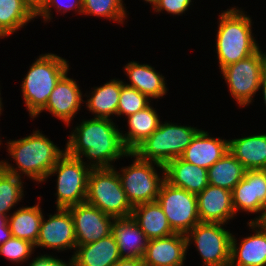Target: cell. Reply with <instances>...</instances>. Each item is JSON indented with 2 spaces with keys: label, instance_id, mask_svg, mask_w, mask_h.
I'll use <instances>...</instances> for the list:
<instances>
[{
  "label": "cell",
  "instance_id": "6da1fadb",
  "mask_svg": "<svg viewBox=\"0 0 266 266\" xmlns=\"http://www.w3.org/2000/svg\"><path fill=\"white\" fill-rule=\"evenodd\" d=\"M114 121L94 117L81 120L69 132L66 152L91 168H111L115 161L128 158L130 151L124 145L121 128Z\"/></svg>",
  "mask_w": 266,
  "mask_h": 266
},
{
  "label": "cell",
  "instance_id": "7a4b0ae2",
  "mask_svg": "<svg viewBox=\"0 0 266 266\" xmlns=\"http://www.w3.org/2000/svg\"><path fill=\"white\" fill-rule=\"evenodd\" d=\"M5 147L13 165L4 159L0 160V166L8 173L26 176L37 184L45 182L50 170L66 152L65 146L60 149L38 129L23 138L7 140Z\"/></svg>",
  "mask_w": 266,
  "mask_h": 266
},
{
  "label": "cell",
  "instance_id": "3957f363",
  "mask_svg": "<svg viewBox=\"0 0 266 266\" xmlns=\"http://www.w3.org/2000/svg\"><path fill=\"white\" fill-rule=\"evenodd\" d=\"M244 8L222 10L217 21L215 47L219 70L254 54L261 46L254 37L252 16Z\"/></svg>",
  "mask_w": 266,
  "mask_h": 266
},
{
  "label": "cell",
  "instance_id": "277c9868",
  "mask_svg": "<svg viewBox=\"0 0 266 266\" xmlns=\"http://www.w3.org/2000/svg\"><path fill=\"white\" fill-rule=\"evenodd\" d=\"M69 64L65 58L48 52L40 54L29 66L20 87L32 120L46 106L58 81L70 71Z\"/></svg>",
  "mask_w": 266,
  "mask_h": 266
},
{
  "label": "cell",
  "instance_id": "5b68a950",
  "mask_svg": "<svg viewBox=\"0 0 266 266\" xmlns=\"http://www.w3.org/2000/svg\"><path fill=\"white\" fill-rule=\"evenodd\" d=\"M200 129L191 125L165 120L133 151L139 159L165 165L170 160L180 158L192 138Z\"/></svg>",
  "mask_w": 266,
  "mask_h": 266
},
{
  "label": "cell",
  "instance_id": "8992f818",
  "mask_svg": "<svg viewBox=\"0 0 266 266\" xmlns=\"http://www.w3.org/2000/svg\"><path fill=\"white\" fill-rule=\"evenodd\" d=\"M85 202L115 219L130 217L134 208L123 190L116 166L91 169Z\"/></svg>",
  "mask_w": 266,
  "mask_h": 266
},
{
  "label": "cell",
  "instance_id": "52a82bcc",
  "mask_svg": "<svg viewBox=\"0 0 266 266\" xmlns=\"http://www.w3.org/2000/svg\"><path fill=\"white\" fill-rule=\"evenodd\" d=\"M129 157L133 158L132 163L117 170L128 201L133 207L157 201L161 185L165 181L164 165L141 160L132 152Z\"/></svg>",
  "mask_w": 266,
  "mask_h": 266
},
{
  "label": "cell",
  "instance_id": "ba28073f",
  "mask_svg": "<svg viewBox=\"0 0 266 266\" xmlns=\"http://www.w3.org/2000/svg\"><path fill=\"white\" fill-rule=\"evenodd\" d=\"M264 74L265 60L261 47L254 54L220 70L230 96L240 108L254 102V96L260 93L259 85Z\"/></svg>",
  "mask_w": 266,
  "mask_h": 266
},
{
  "label": "cell",
  "instance_id": "9c48e42d",
  "mask_svg": "<svg viewBox=\"0 0 266 266\" xmlns=\"http://www.w3.org/2000/svg\"><path fill=\"white\" fill-rule=\"evenodd\" d=\"M91 167L83 163L78 157L65 152L56 165L50 170L47 179L56 176V208L84 203L87 195L88 177Z\"/></svg>",
  "mask_w": 266,
  "mask_h": 266
},
{
  "label": "cell",
  "instance_id": "30bf717a",
  "mask_svg": "<svg viewBox=\"0 0 266 266\" xmlns=\"http://www.w3.org/2000/svg\"><path fill=\"white\" fill-rule=\"evenodd\" d=\"M226 228L222 223L200 222L185 235L187 249L196 247L203 266H230L233 232Z\"/></svg>",
  "mask_w": 266,
  "mask_h": 266
},
{
  "label": "cell",
  "instance_id": "8fae6325",
  "mask_svg": "<svg viewBox=\"0 0 266 266\" xmlns=\"http://www.w3.org/2000/svg\"><path fill=\"white\" fill-rule=\"evenodd\" d=\"M157 202L161 205L169 225L175 233L186 235L200 223L197 195L164 181Z\"/></svg>",
  "mask_w": 266,
  "mask_h": 266
},
{
  "label": "cell",
  "instance_id": "7c38bea8",
  "mask_svg": "<svg viewBox=\"0 0 266 266\" xmlns=\"http://www.w3.org/2000/svg\"><path fill=\"white\" fill-rule=\"evenodd\" d=\"M232 205L236 215L239 212L257 214L248 222H258L263 217L266 209V169L246 170L244 178L232 190Z\"/></svg>",
  "mask_w": 266,
  "mask_h": 266
},
{
  "label": "cell",
  "instance_id": "4fadbf2b",
  "mask_svg": "<svg viewBox=\"0 0 266 266\" xmlns=\"http://www.w3.org/2000/svg\"><path fill=\"white\" fill-rule=\"evenodd\" d=\"M48 219L43 214L40 225L39 237L36 248L54 250L63 252L74 250L77 243L72 216L67 208H56L54 214H47Z\"/></svg>",
  "mask_w": 266,
  "mask_h": 266
},
{
  "label": "cell",
  "instance_id": "5bb4252c",
  "mask_svg": "<svg viewBox=\"0 0 266 266\" xmlns=\"http://www.w3.org/2000/svg\"><path fill=\"white\" fill-rule=\"evenodd\" d=\"M73 219L77 245L99 241L112 233L114 217L87 202L67 208Z\"/></svg>",
  "mask_w": 266,
  "mask_h": 266
},
{
  "label": "cell",
  "instance_id": "9a60e30c",
  "mask_svg": "<svg viewBox=\"0 0 266 266\" xmlns=\"http://www.w3.org/2000/svg\"><path fill=\"white\" fill-rule=\"evenodd\" d=\"M67 72L56 84L46 106L33 118L39 117L40 113L48 112L54 118L61 120L66 127L72 126V121L84 106V94L77 79L68 77Z\"/></svg>",
  "mask_w": 266,
  "mask_h": 266
},
{
  "label": "cell",
  "instance_id": "2e32d148",
  "mask_svg": "<svg viewBox=\"0 0 266 266\" xmlns=\"http://www.w3.org/2000/svg\"><path fill=\"white\" fill-rule=\"evenodd\" d=\"M246 223L254 233L240 242L232 234L230 266H266V229L259 222Z\"/></svg>",
  "mask_w": 266,
  "mask_h": 266
},
{
  "label": "cell",
  "instance_id": "e0dca14e",
  "mask_svg": "<svg viewBox=\"0 0 266 266\" xmlns=\"http://www.w3.org/2000/svg\"><path fill=\"white\" fill-rule=\"evenodd\" d=\"M198 216L200 222L228 223L236 219L232 205V192L208 185L197 195Z\"/></svg>",
  "mask_w": 266,
  "mask_h": 266
},
{
  "label": "cell",
  "instance_id": "ac0fdd59",
  "mask_svg": "<svg viewBox=\"0 0 266 266\" xmlns=\"http://www.w3.org/2000/svg\"><path fill=\"white\" fill-rule=\"evenodd\" d=\"M187 251L186 236L174 233L149 240L143 261L145 266H185Z\"/></svg>",
  "mask_w": 266,
  "mask_h": 266
},
{
  "label": "cell",
  "instance_id": "d6986e66",
  "mask_svg": "<svg viewBox=\"0 0 266 266\" xmlns=\"http://www.w3.org/2000/svg\"><path fill=\"white\" fill-rule=\"evenodd\" d=\"M209 134L210 132L201 128L180 158L185 162L209 169L229 151L228 139L213 137Z\"/></svg>",
  "mask_w": 266,
  "mask_h": 266
},
{
  "label": "cell",
  "instance_id": "ffe728a7",
  "mask_svg": "<svg viewBox=\"0 0 266 266\" xmlns=\"http://www.w3.org/2000/svg\"><path fill=\"white\" fill-rule=\"evenodd\" d=\"M122 69L129 80V83L124 80L123 83L134 87L150 100L159 101L158 99L167 95L169 89L166 86V77L156 71L155 67L138 61H129Z\"/></svg>",
  "mask_w": 266,
  "mask_h": 266
},
{
  "label": "cell",
  "instance_id": "44dd1931",
  "mask_svg": "<svg viewBox=\"0 0 266 266\" xmlns=\"http://www.w3.org/2000/svg\"><path fill=\"white\" fill-rule=\"evenodd\" d=\"M165 181L170 185L198 195L209 185L207 169L185 162L181 158L164 165Z\"/></svg>",
  "mask_w": 266,
  "mask_h": 266
},
{
  "label": "cell",
  "instance_id": "7402d4cb",
  "mask_svg": "<svg viewBox=\"0 0 266 266\" xmlns=\"http://www.w3.org/2000/svg\"><path fill=\"white\" fill-rule=\"evenodd\" d=\"M112 234L121 258H143L149 239L132 216L115 219Z\"/></svg>",
  "mask_w": 266,
  "mask_h": 266
},
{
  "label": "cell",
  "instance_id": "603a6c76",
  "mask_svg": "<svg viewBox=\"0 0 266 266\" xmlns=\"http://www.w3.org/2000/svg\"><path fill=\"white\" fill-rule=\"evenodd\" d=\"M120 258L112 233L99 241L77 245L74 254L71 255L73 266H112Z\"/></svg>",
  "mask_w": 266,
  "mask_h": 266
},
{
  "label": "cell",
  "instance_id": "cb8c5ba5",
  "mask_svg": "<svg viewBox=\"0 0 266 266\" xmlns=\"http://www.w3.org/2000/svg\"><path fill=\"white\" fill-rule=\"evenodd\" d=\"M123 80L119 78L110 79L103 85L92 87L91 90L84 94L87 97L84 100L85 106L94 118L117 117V107Z\"/></svg>",
  "mask_w": 266,
  "mask_h": 266
},
{
  "label": "cell",
  "instance_id": "d4e9b609",
  "mask_svg": "<svg viewBox=\"0 0 266 266\" xmlns=\"http://www.w3.org/2000/svg\"><path fill=\"white\" fill-rule=\"evenodd\" d=\"M228 150L246 170L266 169V133L228 139Z\"/></svg>",
  "mask_w": 266,
  "mask_h": 266
},
{
  "label": "cell",
  "instance_id": "484cf974",
  "mask_svg": "<svg viewBox=\"0 0 266 266\" xmlns=\"http://www.w3.org/2000/svg\"><path fill=\"white\" fill-rule=\"evenodd\" d=\"M157 109L151 103L149 106L126 118L128 131L121 130L125 147L132 152L139 144L148 138L159 126L161 121Z\"/></svg>",
  "mask_w": 266,
  "mask_h": 266
},
{
  "label": "cell",
  "instance_id": "4316f807",
  "mask_svg": "<svg viewBox=\"0 0 266 266\" xmlns=\"http://www.w3.org/2000/svg\"><path fill=\"white\" fill-rule=\"evenodd\" d=\"M131 216L149 240L167 237L175 233L157 201L134 206Z\"/></svg>",
  "mask_w": 266,
  "mask_h": 266
},
{
  "label": "cell",
  "instance_id": "83f0119b",
  "mask_svg": "<svg viewBox=\"0 0 266 266\" xmlns=\"http://www.w3.org/2000/svg\"><path fill=\"white\" fill-rule=\"evenodd\" d=\"M41 198L42 196H39L38 203H35L34 206L18 207L7 217V223L13 237L36 244L44 214L40 206Z\"/></svg>",
  "mask_w": 266,
  "mask_h": 266
},
{
  "label": "cell",
  "instance_id": "f1b7e54d",
  "mask_svg": "<svg viewBox=\"0 0 266 266\" xmlns=\"http://www.w3.org/2000/svg\"><path fill=\"white\" fill-rule=\"evenodd\" d=\"M36 15L23 0H0V39L23 29Z\"/></svg>",
  "mask_w": 266,
  "mask_h": 266
},
{
  "label": "cell",
  "instance_id": "f546056e",
  "mask_svg": "<svg viewBox=\"0 0 266 266\" xmlns=\"http://www.w3.org/2000/svg\"><path fill=\"white\" fill-rule=\"evenodd\" d=\"M245 172L244 166L228 151L207 169L209 185L232 192L234 187L244 178Z\"/></svg>",
  "mask_w": 266,
  "mask_h": 266
},
{
  "label": "cell",
  "instance_id": "4dcf8cb0",
  "mask_svg": "<svg viewBox=\"0 0 266 266\" xmlns=\"http://www.w3.org/2000/svg\"><path fill=\"white\" fill-rule=\"evenodd\" d=\"M24 179L15 174L6 172L0 166V215L7 218L25 197Z\"/></svg>",
  "mask_w": 266,
  "mask_h": 266
},
{
  "label": "cell",
  "instance_id": "1f68e13d",
  "mask_svg": "<svg viewBox=\"0 0 266 266\" xmlns=\"http://www.w3.org/2000/svg\"><path fill=\"white\" fill-rule=\"evenodd\" d=\"M123 0H82V15H90L124 25L128 18Z\"/></svg>",
  "mask_w": 266,
  "mask_h": 266
},
{
  "label": "cell",
  "instance_id": "d6a6232c",
  "mask_svg": "<svg viewBox=\"0 0 266 266\" xmlns=\"http://www.w3.org/2000/svg\"><path fill=\"white\" fill-rule=\"evenodd\" d=\"M147 96L139 92L134 87L122 84L119 103L117 107V118L124 116L125 118L146 108L151 104Z\"/></svg>",
  "mask_w": 266,
  "mask_h": 266
},
{
  "label": "cell",
  "instance_id": "836d02e7",
  "mask_svg": "<svg viewBox=\"0 0 266 266\" xmlns=\"http://www.w3.org/2000/svg\"><path fill=\"white\" fill-rule=\"evenodd\" d=\"M35 247L30 241L11 237L4 244L0 246V256L8 259L12 264L21 265L27 261L30 262L32 254H34Z\"/></svg>",
  "mask_w": 266,
  "mask_h": 266
},
{
  "label": "cell",
  "instance_id": "e575fe53",
  "mask_svg": "<svg viewBox=\"0 0 266 266\" xmlns=\"http://www.w3.org/2000/svg\"><path fill=\"white\" fill-rule=\"evenodd\" d=\"M53 8H55L56 13L59 12L61 15L74 10L75 13L82 16V0H47L44 7L36 14V18L41 17L43 23L51 22L54 14Z\"/></svg>",
  "mask_w": 266,
  "mask_h": 266
},
{
  "label": "cell",
  "instance_id": "d590c367",
  "mask_svg": "<svg viewBox=\"0 0 266 266\" xmlns=\"http://www.w3.org/2000/svg\"><path fill=\"white\" fill-rule=\"evenodd\" d=\"M193 2V0H156L150 9L152 8L153 12L158 14L164 11L170 16H181L186 15Z\"/></svg>",
  "mask_w": 266,
  "mask_h": 266
},
{
  "label": "cell",
  "instance_id": "8d00e7d4",
  "mask_svg": "<svg viewBox=\"0 0 266 266\" xmlns=\"http://www.w3.org/2000/svg\"><path fill=\"white\" fill-rule=\"evenodd\" d=\"M28 266H73L71 257L68 258V261L63 260L50 254H39L28 262Z\"/></svg>",
  "mask_w": 266,
  "mask_h": 266
},
{
  "label": "cell",
  "instance_id": "74e56055",
  "mask_svg": "<svg viewBox=\"0 0 266 266\" xmlns=\"http://www.w3.org/2000/svg\"><path fill=\"white\" fill-rule=\"evenodd\" d=\"M12 237L7 218L0 215V246Z\"/></svg>",
  "mask_w": 266,
  "mask_h": 266
},
{
  "label": "cell",
  "instance_id": "f35d334b",
  "mask_svg": "<svg viewBox=\"0 0 266 266\" xmlns=\"http://www.w3.org/2000/svg\"><path fill=\"white\" fill-rule=\"evenodd\" d=\"M112 266H145L143 258H120Z\"/></svg>",
  "mask_w": 266,
  "mask_h": 266
},
{
  "label": "cell",
  "instance_id": "ab89813d",
  "mask_svg": "<svg viewBox=\"0 0 266 266\" xmlns=\"http://www.w3.org/2000/svg\"><path fill=\"white\" fill-rule=\"evenodd\" d=\"M23 2L36 15L44 7L47 0H23Z\"/></svg>",
  "mask_w": 266,
  "mask_h": 266
},
{
  "label": "cell",
  "instance_id": "60d3db41",
  "mask_svg": "<svg viewBox=\"0 0 266 266\" xmlns=\"http://www.w3.org/2000/svg\"><path fill=\"white\" fill-rule=\"evenodd\" d=\"M258 91H262L261 93H262V97L264 100L263 103L265 104V107H266V74H264L261 79Z\"/></svg>",
  "mask_w": 266,
  "mask_h": 266
},
{
  "label": "cell",
  "instance_id": "b9f144b4",
  "mask_svg": "<svg viewBox=\"0 0 266 266\" xmlns=\"http://www.w3.org/2000/svg\"><path fill=\"white\" fill-rule=\"evenodd\" d=\"M258 222L266 229V209L263 217Z\"/></svg>",
  "mask_w": 266,
  "mask_h": 266
},
{
  "label": "cell",
  "instance_id": "7bdbcfd3",
  "mask_svg": "<svg viewBox=\"0 0 266 266\" xmlns=\"http://www.w3.org/2000/svg\"><path fill=\"white\" fill-rule=\"evenodd\" d=\"M0 89H1V87H0ZM1 91H2V90H0V116L2 115V113H3L2 111L4 110V109H3V104H4V103H2V99H3V98L1 97V96H2V95H1V94H2Z\"/></svg>",
  "mask_w": 266,
  "mask_h": 266
},
{
  "label": "cell",
  "instance_id": "ee69618b",
  "mask_svg": "<svg viewBox=\"0 0 266 266\" xmlns=\"http://www.w3.org/2000/svg\"><path fill=\"white\" fill-rule=\"evenodd\" d=\"M144 2L149 3V5H153V3L156 1V0H143Z\"/></svg>",
  "mask_w": 266,
  "mask_h": 266
},
{
  "label": "cell",
  "instance_id": "f6af8a7d",
  "mask_svg": "<svg viewBox=\"0 0 266 266\" xmlns=\"http://www.w3.org/2000/svg\"><path fill=\"white\" fill-rule=\"evenodd\" d=\"M264 60H265V74H266V52L263 50Z\"/></svg>",
  "mask_w": 266,
  "mask_h": 266
},
{
  "label": "cell",
  "instance_id": "bcb514c9",
  "mask_svg": "<svg viewBox=\"0 0 266 266\" xmlns=\"http://www.w3.org/2000/svg\"><path fill=\"white\" fill-rule=\"evenodd\" d=\"M1 131V130H0ZM3 141H2V139H1V137H0V147H2L3 146V143H2ZM2 145V146H1Z\"/></svg>",
  "mask_w": 266,
  "mask_h": 266
}]
</instances>
